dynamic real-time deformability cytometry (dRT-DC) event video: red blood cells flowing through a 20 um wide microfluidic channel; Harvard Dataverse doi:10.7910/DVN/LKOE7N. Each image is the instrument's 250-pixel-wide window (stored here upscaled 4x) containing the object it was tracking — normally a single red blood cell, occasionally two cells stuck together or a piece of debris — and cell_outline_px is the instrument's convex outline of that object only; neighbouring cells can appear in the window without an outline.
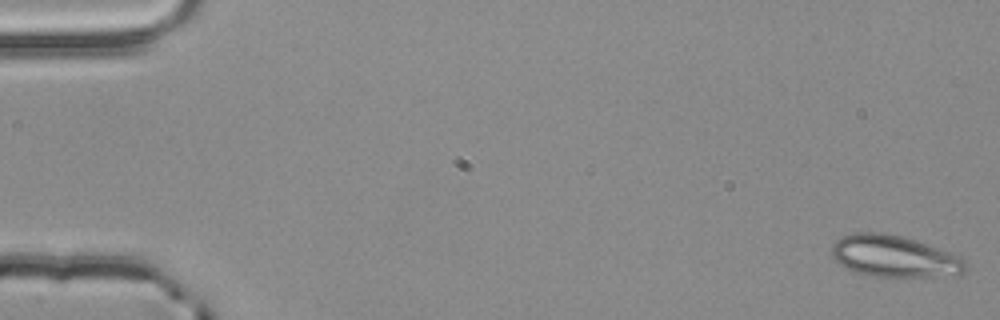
{"species": "common noctule bat (a hibernating species)", "species_latin": "Nyctalus noctula", "temperature_condition": "room temperature", "stored_images_in_passage": 54, "camera_frame_rate_fps": 3000, "um_per_image_px": 0.085, "animal": {"sex": "male", "body_mass_g": 20.4}, "frame": {"image": 1, "passage_image": 1, "time_ms": 0.0, "image_size_px": [1000, 320], "cell_outline_px": [[968, 264], [964, 272], [936, 276], [868, 276], [856, 272], [840, 264], [832, 256], [832, 244], [840, 236], [856, 232], [888, 232], [960, 256], [968, 260]], "centroid_in_image_um": [75.97, 21.77], "position_along_channel_um": 9.0, "area_um2": 32.14}}
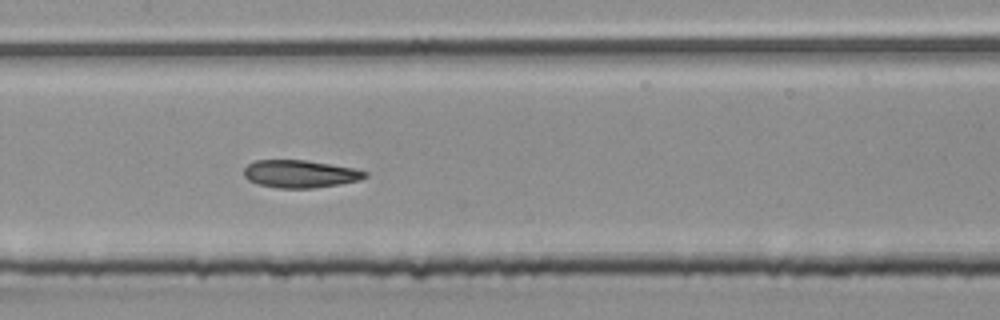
{"frame": {"image": 2, "passage_image": 27, "time_ms": 8.667, "image_size_px": [1000, 320], "cell_outline_px": [[368, 176], [360, 180], [340, 184], [312, 188], [280, 188], [260, 184], [248, 180], [244, 176], [244, 168], [248, 164], [256, 160], [304, 160], [356, 168], [368, 172]], "centroid_in_image_um": [25.54, 14.77], "position_along_channel_um": 181.9, "area_um2": 19.48}}
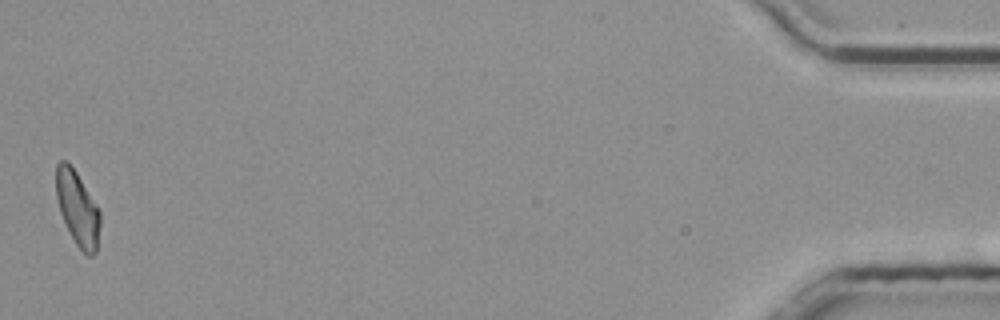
{"frame": {"image": 3, "passage_image": 54, "time_ms": 17.667, "image_size_px": [1000, 320], "cell_outline_px": [[100, 224], [96, 252], [92, 256], [88, 256], [76, 244], [60, 212], [56, 196], [56, 164], [60, 160], [64, 160], [76, 172], [96, 204], [100, 212]], "centroid_in_image_um": [6.59, 17.71], "position_along_channel_um": 428.6, "area_um2": 18.67}, "authors_computed_cell_mechanics": {"area_um2": 20.1722, "velocity_mm_per_s": 3.8406, "shape_relaxation_time_tau1_ms": null, "shape_relaxation_time_tau2_ms": 3.4909, "deformation_change_tau1": null, "deformation_change_tau2": 0.1033}}